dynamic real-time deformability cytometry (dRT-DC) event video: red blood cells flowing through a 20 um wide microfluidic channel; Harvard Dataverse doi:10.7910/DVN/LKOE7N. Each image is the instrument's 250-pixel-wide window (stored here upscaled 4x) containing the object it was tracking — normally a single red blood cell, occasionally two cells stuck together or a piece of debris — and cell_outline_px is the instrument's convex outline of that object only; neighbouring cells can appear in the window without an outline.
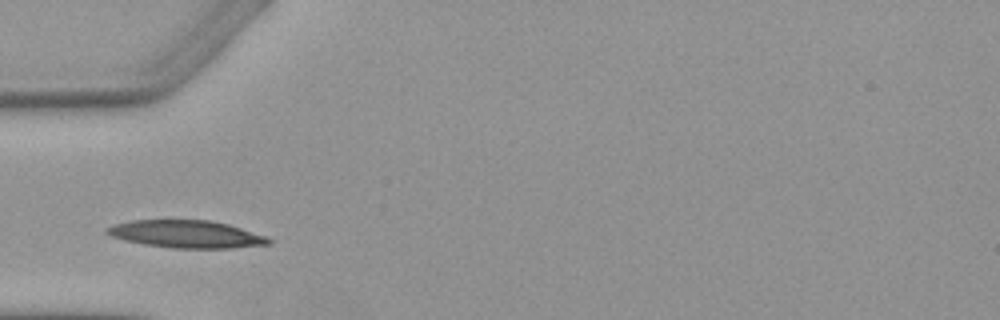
{"species": "Egyptian fruit bat (a non-hibernating species)", "species_latin": "Rousettus aegyptiacus", "temperature_condition": "warm", "stored_images_in_passage": 5, "camera_frame_rate_fps": 3000, "um_per_image_px": 0.085, "animal": {"sex": "female"}, "frame": {"image": 1, "passage_image": 2, "time_ms": 1.333, "image_size_px": [1000, 320], "cell_outline_px": [[272, 244], [232, 248], [172, 248], [144, 244], [124, 240], [112, 236], [104, 232], [104, 228], [112, 224], [132, 220], [208, 220], [228, 224], [268, 236], [272, 240]], "centroid_in_image_um": [15.84, 19.9], "position_along_channel_um": 69.2, "area_um2": 26.13}}
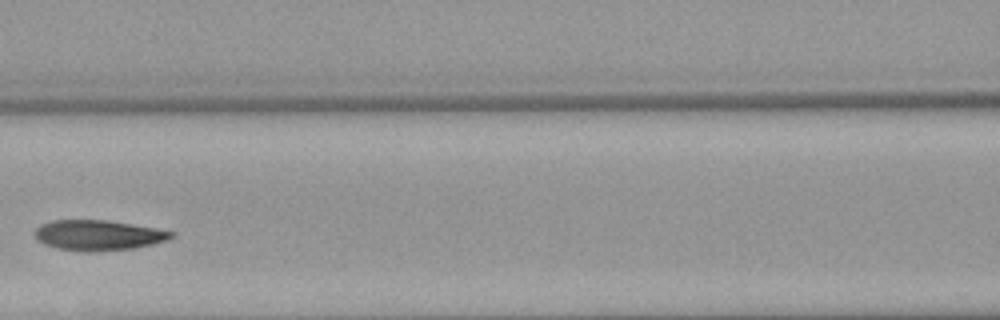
{"frame": {"image": 2, "passage_image": 4, "time_ms": 3.667, "image_size_px": [1000, 320], "cell_outline_px": [[176, 236], [168, 240], [136, 248], [96, 252], [84, 252], [56, 248], [44, 244], [36, 236], [36, 228], [40, 224], [52, 220], [108, 220], [156, 228], [176, 232]], "centroid_in_image_um": [8.4, 20.0], "position_along_channel_um": 158.2, "area_um2": 24.33}}
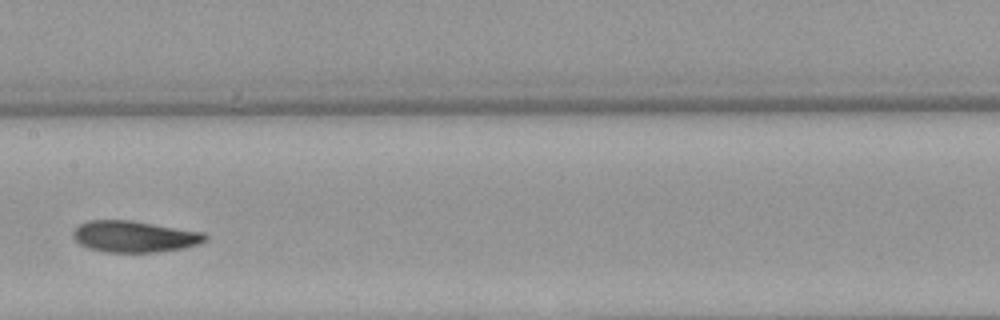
{"frame": {"image": 3, "passage_image": 5, "time_ms": 4.667, "image_size_px": [1000, 320], "cell_outline_px": [[208, 240], [184, 248], [160, 252], [104, 252], [88, 248], [80, 244], [72, 236], [72, 232], [80, 224], [88, 220], [132, 220], [204, 232], [208, 236]], "centroid_in_image_um": [11.44, 20.1], "position_along_channel_um": 196.0, "area_um2": 24.33}}